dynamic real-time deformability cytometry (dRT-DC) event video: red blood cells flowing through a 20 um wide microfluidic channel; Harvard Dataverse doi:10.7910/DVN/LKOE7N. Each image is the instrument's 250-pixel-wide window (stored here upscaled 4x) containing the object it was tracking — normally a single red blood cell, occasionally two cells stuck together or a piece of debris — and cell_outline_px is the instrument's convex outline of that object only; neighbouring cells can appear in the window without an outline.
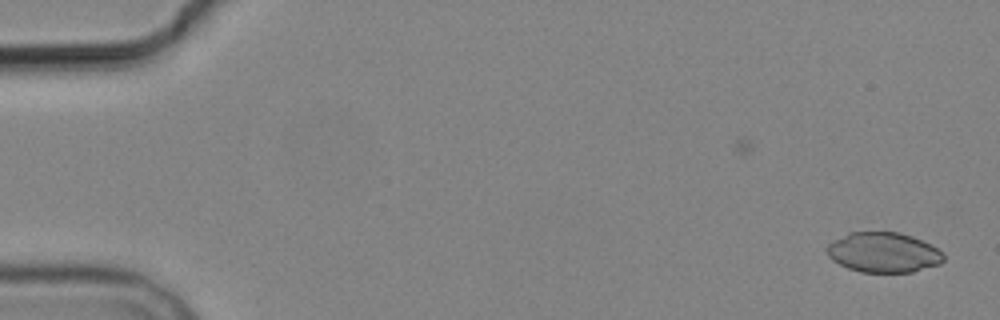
{"species": "common noctule bat (a hibernating species)", "species_latin": "Nyctalus noctula", "temperature_condition": "cold", "stored_images_in_passage": 2, "camera_frame_rate_fps": 3000, "um_per_image_px": 0.085, "animal": {"sex": "male", "body_mass_g": 19.2, "forearm_length_mm": 51.8}, "frame": {"image": 1, "passage_image": 2, "time_ms": 1.333, "image_size_px": [1000, 320], "cell_outline_px": [[944, 260], [940, 264], [912, 272], [860, 272], [848, 268], [832, 260], [828, 256], [828, 244], [832, 240], [848, 232], [900, 232], [912, 236], [944, 252]], "centroid_in_image_um": [75.09, 21.45], "position_along_channel_um": 9.9, "area_um2": 27.22}}